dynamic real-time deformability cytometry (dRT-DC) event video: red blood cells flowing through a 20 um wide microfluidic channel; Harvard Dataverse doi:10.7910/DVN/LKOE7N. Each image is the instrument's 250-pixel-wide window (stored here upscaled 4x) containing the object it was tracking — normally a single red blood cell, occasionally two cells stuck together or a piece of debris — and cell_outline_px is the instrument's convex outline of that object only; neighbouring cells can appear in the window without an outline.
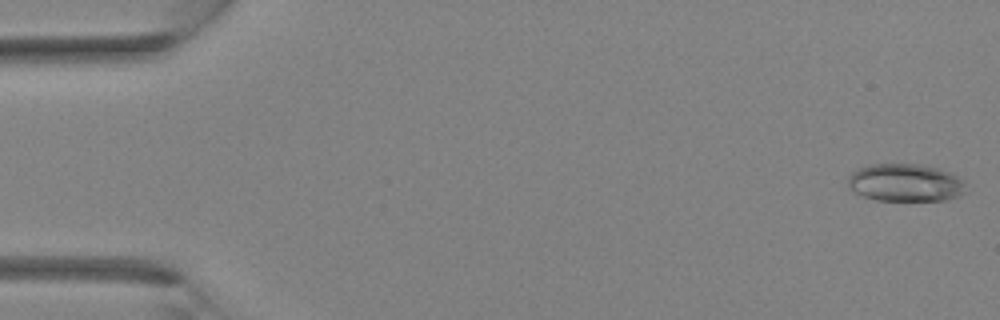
{"species": "Egyptian fruit bat (a non-hibernating species)", "species_latin": "Rousettus aegyptiacus", "temperature_condition": "room temperature", "stored_images_in_passage": 10, "camera_frame_rate_fps": 3000, "um_per_image_px": 0.085, "animal": {"sex": "female"}, "frame": {"image": 1, "passage_image": 1, "time_ms": 0.0, "image_size_px": [1000, 320], "cell_outline_px": [[964, 192], [960, 196], [944, 200], [876, 200], [852, 192], [848, 188], [848, 176], [856, 168], [868, 164], [920, 164], [936, 168], [948, 172], [964, 180]], "centroid_in_image_um": [76.9, 15.52], "position_along_channel_um": 8.1, "area_um2": 26.01}}